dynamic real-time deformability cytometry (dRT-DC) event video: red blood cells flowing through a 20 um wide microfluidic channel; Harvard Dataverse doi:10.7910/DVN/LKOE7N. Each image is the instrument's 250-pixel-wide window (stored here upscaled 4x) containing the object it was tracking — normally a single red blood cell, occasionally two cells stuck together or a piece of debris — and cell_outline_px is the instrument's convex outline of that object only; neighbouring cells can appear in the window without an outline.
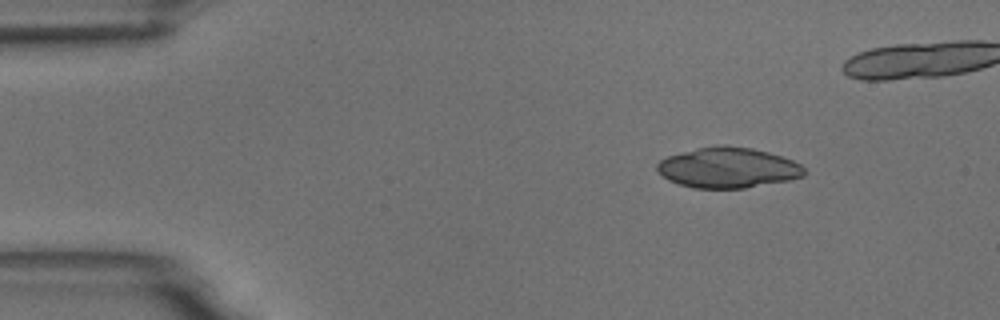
{"species": "common noctule bat (a hibernating species)", "species_latin": "Nyctalus noctula", "temperature_condition": "room temperature", "stored_images_in_passage": 5, "camera_frame_rate_fps": 3000, "um_per_image_px": 0.085, "animal": {"sex": "male", "body_mass_g": 18.8}, "frame": {"image": 1, "passage_image": 2, "time_ms": 1.0, "image_size_px": [1000, 320], "cell_outline_px": [[804, 176], [788, 180], [744, 188], [692, 188], [668, 180], [656, 172], [656, 164], [660, 160], [668, 156], [716, 144], [724, 144], [752, 148], [768, 152], [792, 160], [800, 164], [804, 168]], "centroid_in_image_um": [61.84, 14.25], "position_along_channel_um": 23.2, "area_um2": 34.62}}